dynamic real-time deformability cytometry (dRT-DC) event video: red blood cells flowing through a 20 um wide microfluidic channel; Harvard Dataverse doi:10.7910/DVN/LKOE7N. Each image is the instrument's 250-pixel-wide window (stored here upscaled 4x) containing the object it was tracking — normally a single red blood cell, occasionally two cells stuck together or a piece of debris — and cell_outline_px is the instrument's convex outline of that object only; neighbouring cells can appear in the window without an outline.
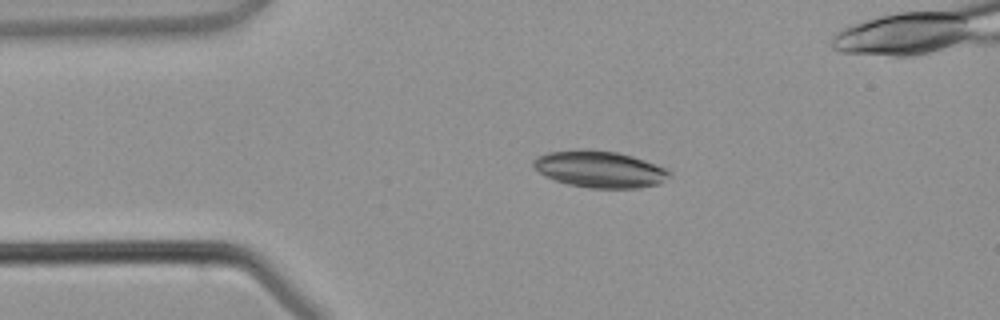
{"species": "common noctule bat (a hibernating species)", "species_latin": "Nyctalus noctula", "temperature_condition": "warm", "stored_images_in_passage": 2, "camera_frame_rate_fps": 3000, "um_per_image_px": 0.085, "animal": {"sex": "male", "body_mass_g": 21.5, "forearm_length_mm": 52.0}, "frame": {"image": 1, "passage_image": 1, "time_ms": 0.0, "image_size_px": [1000, 320], "cell_outline_px": [[672, 176], [660, 184], [640, 188], [588, 188], [568, 184], [544, 176], [532, 164], [532, 160], [536, 156], [548, 152], [580, 148], [592, 148], [616, 152], [632, 156], [644, 160], [664, 168], [672, 172]], "centroid_in_image_um": [50.97, 14.37], "position_along_channel_um": 34.0, "area_um2": 29.48}}